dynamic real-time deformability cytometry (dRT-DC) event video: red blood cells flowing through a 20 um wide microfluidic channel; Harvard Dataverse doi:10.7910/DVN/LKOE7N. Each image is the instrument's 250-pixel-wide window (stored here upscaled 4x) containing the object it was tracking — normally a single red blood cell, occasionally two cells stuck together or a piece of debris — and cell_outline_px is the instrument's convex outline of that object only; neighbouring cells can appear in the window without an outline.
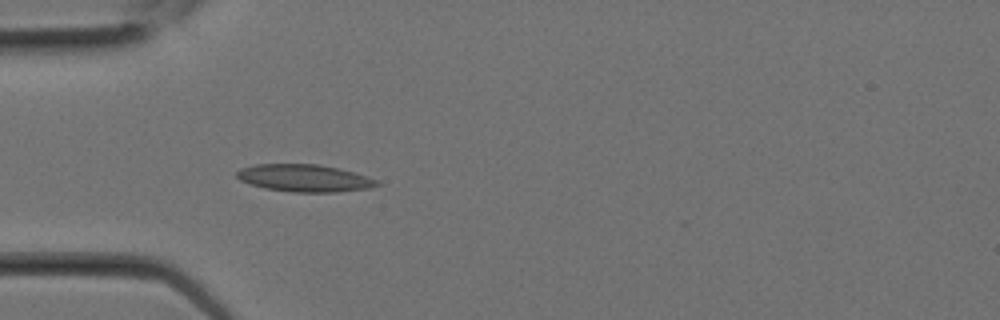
{"species": "Egyptian fruit bat (a non-hibernating species)", "species_latin": "Rousettus aegyptiacus", "temperature_condition": "room temperature", "stored_images_in_passage": 2, "camera_frame_rate_fps": 3000, "um_per_image_px": 0.085, "animal": {"sex": "female"}, "frame": {"image": 1, "passage_image": 2, "time_ms": 0.333, "image_size_px": [1000, 320], "cell_outline_px": [[380, 184], [368, 188], [336, 192], [292, 192], [264, 188], [240, 180], [236, 176], [236, 172], [240, 168], [256, 164], [320, 164], [352, 172], [376, 180]], "centroid_in_image_um": [25.82, 15.13], "position_along_channel_um": 59.2, "area_um2": 22.02}}